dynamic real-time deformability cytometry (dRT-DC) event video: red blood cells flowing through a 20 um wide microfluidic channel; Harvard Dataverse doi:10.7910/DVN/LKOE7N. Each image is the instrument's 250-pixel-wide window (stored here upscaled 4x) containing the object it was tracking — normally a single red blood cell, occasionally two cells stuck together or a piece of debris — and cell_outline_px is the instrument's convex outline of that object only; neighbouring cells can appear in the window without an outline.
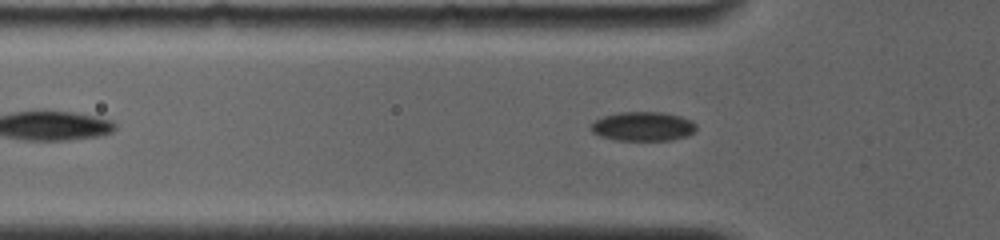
{"species": "common noctule bat (a hibernating species)", "species_latin": "Nyctalus noctula", "temperature_condition": "room temperature", "stored_images_in_passage": 44, "camera_frame_rate_fps": 4000, "um_per_image_px": 0.085, "animal": {"sex": "female", "body_mass_g": 19.0, "forearm_length_mm": 56.7}, "frame": {"image": 1, "passage_image": 10, "time_ms": 3.25, "image_size_px": [1000, 240], "cell_outline_px": [[696, 132], [688, 136], [672, 140], [616, 140], [600, 136], [592, 132], [588, 128], [596, 120], [604, 116], [620, 112], [664, 112], [680, 116], [692, 120], [696, 124]], "centroid_in_image_um": [54.68, 10.74], "position_along_channel_um": 71.1, "area_um2": 18.09}}
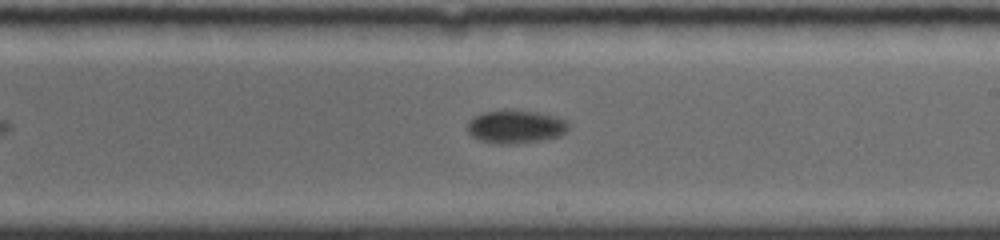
{"frame": {"image": 2, "passage_image": 21, "time_ms": 8.0, "image_size_px": [1000, 240], "cell_outline_px": [[568, 128], [560, 136], [520, 144], [500, 144], [480, 140], [472, 136], [468, 132], [468, 120], [472, 116], [480, 112], [504, 108], [536, 112], [556, 116], [568, 120]], "centroid_in_image_um": [43.79, 10.74], "position_along_channel_um": 245.2, "area_um2": 20.06}}
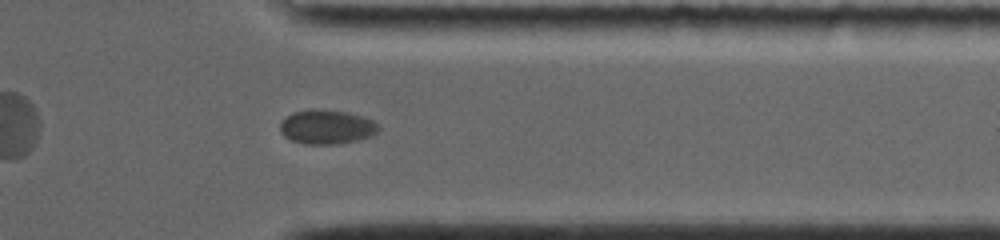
{"frame": {"image": 3, "passage_image": 37, "time_ms": 11.75, "image_size_px": [1000, 240], "cell_outline_px": [[380, 128], [372, 136], [340, 144], [304, 144], [292, 140], [284, 136], [280, 132], [280, 124], [292, 112], [320, 108], [348, 112], [364, 116], [372, 120]], "centroid_in_image_um": [27.78, 10.78], "position_along_channel_um": 383.6, "area_um2": 19.71}}